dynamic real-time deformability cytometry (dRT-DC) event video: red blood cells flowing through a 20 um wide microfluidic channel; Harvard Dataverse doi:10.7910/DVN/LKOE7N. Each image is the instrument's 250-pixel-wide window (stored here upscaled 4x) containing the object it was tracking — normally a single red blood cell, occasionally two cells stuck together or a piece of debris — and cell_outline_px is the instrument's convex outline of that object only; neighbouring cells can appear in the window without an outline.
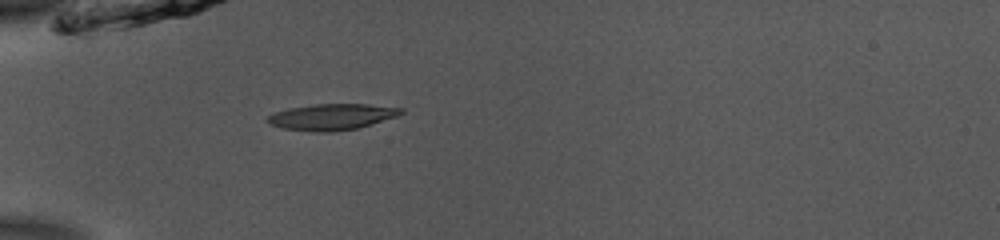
{"species": "common noctule bat (a hibernating species)", "species_latin": "Nyctalus noctula", "temperature_condition": "room temperature", "stored_images_in_passage": 32, "camera_frame_rate_fps": 3000, "um_per_image_px": 0.085, "animal": {"sex": "male", "body_mass_g": 13.0, "forearm_length_mm": 53.1}, "frame": {"image": 1, "passage_image": 1, "time_ms": 0.0, "image_size_px": [1000, 240], "cell_outline_px": [[404, 112], [396, 116], [356, 128], [332, 132], [316, 132], [284, 128], [272, 124], [264, 120], [264, 116], [288, 108], [316, 104], [368, 104], [404, 108]], "centroid_in_image_um": [28.17, 9.92], "position_along_channel_um": 56.8, "area_um2": 20.17}}
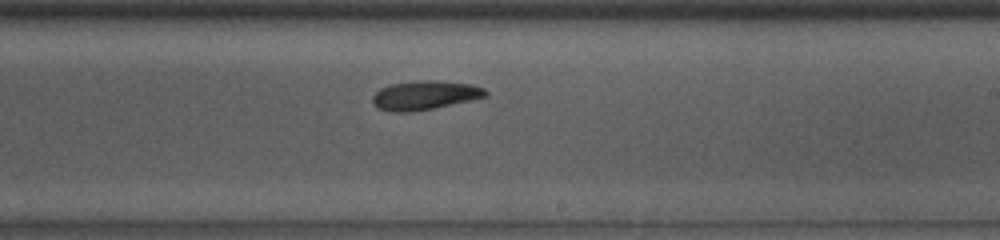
{"frame": {"image": 2, "passage_image": 17, "time_ms": 5.333, "image_size_px": [1000, 240], "cell_outline_px": [[488, 96], [432, 108], [412, 112], [392, 112], [376, 108], [372, 104], [372, 96], [380, 88], [392, 84], [420, 80], [436, 80], [472, 84], [484, 88], [488, 92]], "centroid_in_image_um": [36.08, 8.09], "position_along_channel_um": 252.9, "area_um2": 19.13}}
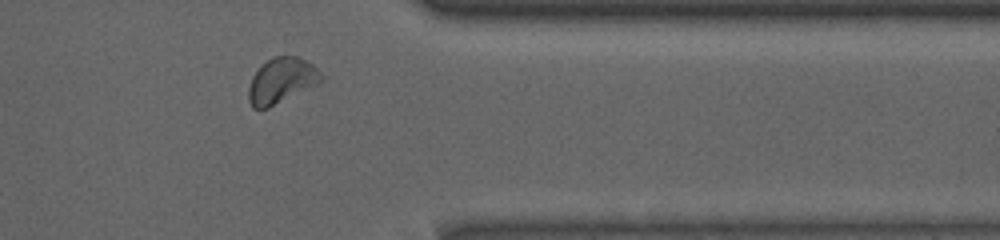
{"frame": {"image": 3, "passage_image": 28, "time_ms": 9.0, "image_size_px": [1000, 240], "cell_outline_px": [[324, 80], [320, 84], [268, 108], [252, 108], [248, 100], [248, 88], [252, 76], [272, 56], [300, 56], [308, 60], [324, 76]], "centroid_in_image_um": [23.97, 6.85], "position_along_channel_um": 387.4, "area_um2": 19.48}, "authors_computed_cell_mechanics": {"area_um2": 19.1607, "velocity_mm_per_s": 3.822, "shape_relaxation_time_tau1_ms": 3.4373, "shape_relaxation_time_tau2_ms": 4.3846, "deformation_change_tau1": 0.1223, "deformation_change_tau2": 0.0887}}